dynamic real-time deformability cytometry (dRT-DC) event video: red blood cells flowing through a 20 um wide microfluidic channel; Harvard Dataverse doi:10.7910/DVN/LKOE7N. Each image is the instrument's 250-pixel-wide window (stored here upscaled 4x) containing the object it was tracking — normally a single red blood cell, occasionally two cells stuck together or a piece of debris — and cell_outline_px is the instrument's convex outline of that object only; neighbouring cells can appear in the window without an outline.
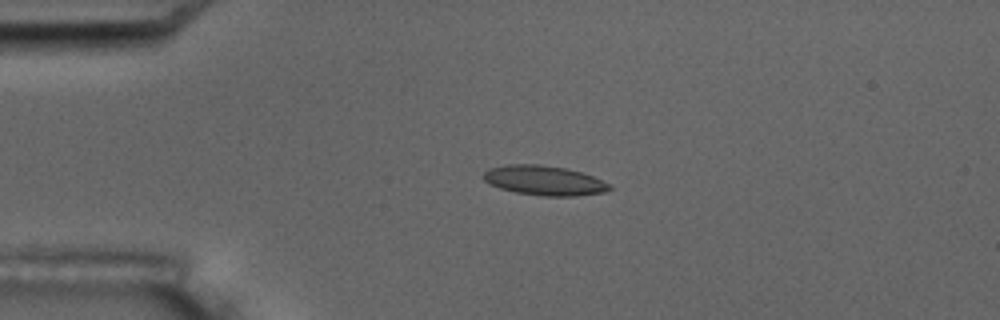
{"species": "common noctule bat (a hibernating species)", "species_latin": "Nyctalus noctula", "temperature_condition": "room temperature", "stored_images_in_passage": 5, "camera_frame_rate_fps": 3000, "um_per_image_px": 0.085, "animal": {"sex": "male", "body_mass_g": 17.5, "forearm_length_mm": 52.3}, "frame": {"image": 1, "passage_image": 4, "time_ms": 3.667, "image_size_px": [1000, 320], "cell_outline_px": [[612, 188], [604, 192], [576, 196], [544, 196], [516, 192], [500, 188], [488, 184], [480, 176], [488, 168], [508, 164], [536, 164], [564, 168], [584, 172], [612, 184]], "centroid_in_image_um": [46.25, 15.33], "position_along_channel_um": 38.7, "area_um2": 22.02}}